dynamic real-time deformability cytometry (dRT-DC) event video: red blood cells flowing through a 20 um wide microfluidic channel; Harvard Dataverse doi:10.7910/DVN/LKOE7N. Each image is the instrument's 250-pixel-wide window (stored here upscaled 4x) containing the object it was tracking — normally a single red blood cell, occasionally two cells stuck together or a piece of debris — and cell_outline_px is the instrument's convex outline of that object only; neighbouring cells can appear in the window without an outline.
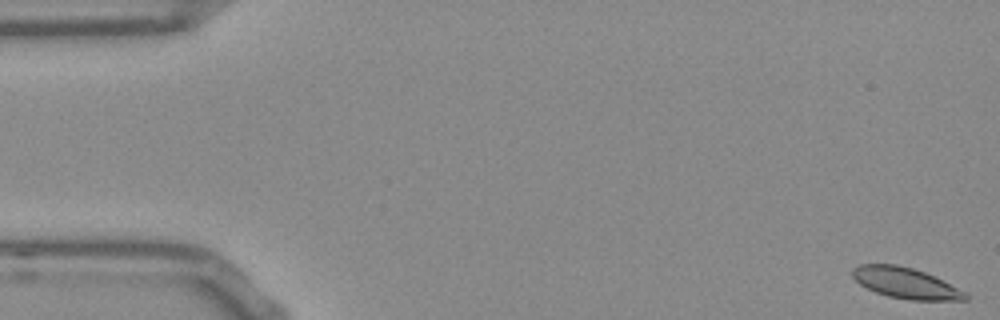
{"species": "Egyptian fruit bat (a non-hibernating species)", "species_latin": "Rousettus aegyptiacus", "temperature_condition": "room temperature", "stored_images_in_passage": 55, "camera_frame_rate_fps": 3000, "um_per_image_px": 0.085, "frame": {"image": 1, "passage_image": 1, "time_ms": 0.0, "image_size_px": [1000, 320], "cell_outline_px": [[968, 300], [912, 300], [888, 296], [876, 292], [860, 284], [852, 276], [852, 268], [860, 264], [896, 264], [912, 268], [924, 272], [964, 292], [968, 296]], "centroid_in_image_um": [76.92, 24.05], "position_along_channel_um": 8.1, "area_um2": 19.83}}
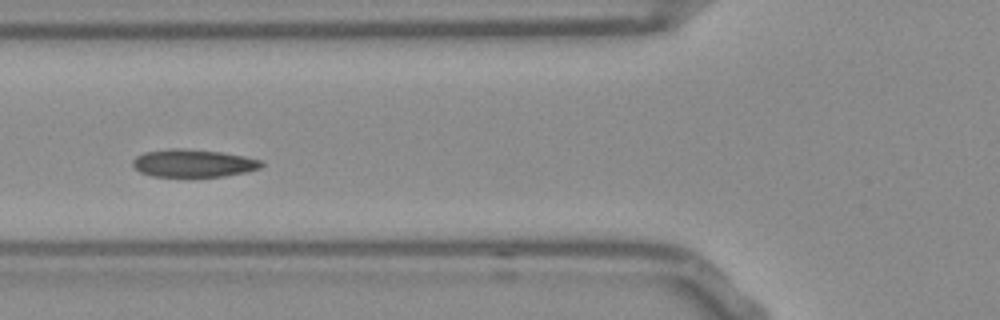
{"frame": {"image": 2, "passage_image": 20, "time_ms": 6.333, "image_size_px": [1000, 320], "cell_outline_px": [[264, 164], [260, 168], [244, 172], [224, 176], [152, 176], [140, 172], [132, 164], [132, 160], [136, 156], [144, 152], [172, 148], [184, 148], [220, 152], [244, 156], [264, 160]], "centroid_in_image_um": [16.43, 13.86], "position_along_channel_um": 109.4, "area_um2": 20.75}}
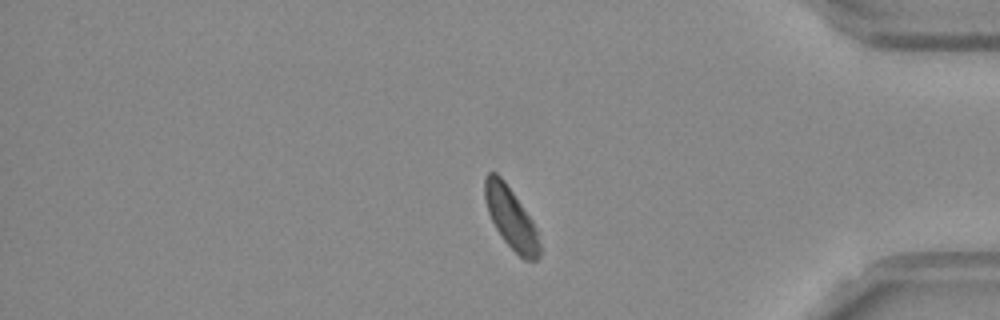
{"frame": {"image": 3, "passage_image": 45, "time_ms": 14.667, "image_size_px": [1000, 320], "cell_outline_px": [[540, 256], [536, 260], [524, 260], [504, 240], [496, 228], [488, 212], [484, 200], [484, 180], [488, 172], [496, 172], [504, 180], [532, 220], [540, 244]], "centroid_in_image_um": [43.41, 18.51], "position_along_channel_um": 391.8, "area_um2": 19.25}, "authors_computed_cell_mechanics": {"area_um2": 20.6346, "velocity_mm_per_s": 3.7321, "shape_relaxation_time_tau1_ms": 5.2816, "shape_relaxation_time_tau2_ms": 11.0222, "deformation_change_tau1": 0.114, "deformation_change_tau2": 0.1254}}